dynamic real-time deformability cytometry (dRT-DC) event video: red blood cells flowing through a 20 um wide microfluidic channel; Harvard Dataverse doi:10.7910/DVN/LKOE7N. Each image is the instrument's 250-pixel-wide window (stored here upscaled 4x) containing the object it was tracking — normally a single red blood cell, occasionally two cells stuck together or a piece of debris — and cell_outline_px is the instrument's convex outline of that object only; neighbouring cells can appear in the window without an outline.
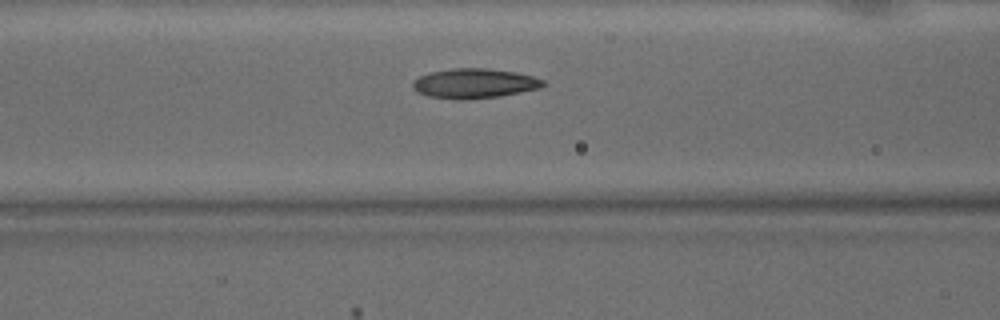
{"species": "common noctule bat (a hibernating species)", "species_latin": "Nyctalus noctula", "temperature_condition": "warm", "stored_images_in_passage": 18, "camera_frame_rate_fps": 3000, "um_per_image_px": 0.085, "animal": {"sex": "male", "body_mass_g": 15.6}, "frame": {"image": 1, "passage_image": 5, "time_ms": 1.333, "image_size_px": [1000, 320], "cell_outline_px": [[548, 84], [540, 88], [500, 96], [464, 100], [456, 100], [428, 96], [416, 92], [412, 88], [412, 84], [420, 76], [432, 72], [452, 68], [488, 68], [516, 72], [532, 76], [544, 80]], "centroid_in_image_um": [40.34, 7.1], "position_along_channel_um": 126.3, "area_um2": 22.72}}